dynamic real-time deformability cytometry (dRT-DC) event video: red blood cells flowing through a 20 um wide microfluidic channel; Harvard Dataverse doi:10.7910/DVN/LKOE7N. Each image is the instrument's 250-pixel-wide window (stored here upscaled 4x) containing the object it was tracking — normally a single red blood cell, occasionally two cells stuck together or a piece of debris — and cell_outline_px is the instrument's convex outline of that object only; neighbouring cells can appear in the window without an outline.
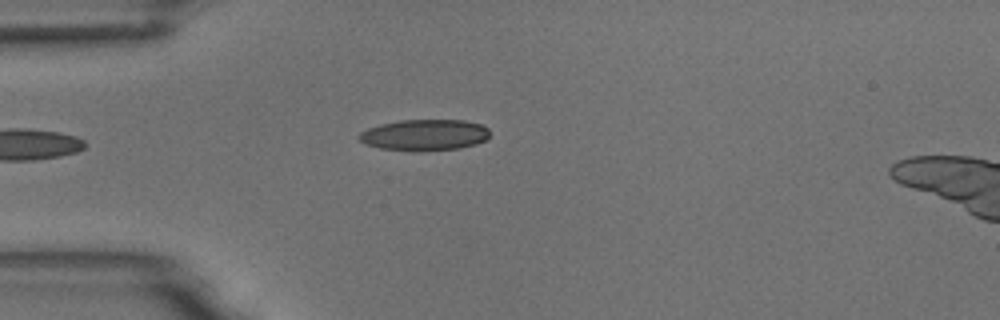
{"species": "common noctule bat (a hibernating species)", "species_latin": "Nyctalus noctula", "temperature_condition": "room temperature", "stored_images_in_passage": 5, "camera_frame_rate_fps": 3000, "um_per_image_px": 0.085, "animal": {"sex": "male", "body_mass_g": 18.8}, "frame": {"image": 1, "passage_image": 4, "time_ms": 4.333, "image_size_px": [1000, 320], "cell_outline_px": [[488, 140], [476, 144], [460, 148], [420, 152], [412, 152], [380, 148], [364, 144], [356, 136], [360, 132], [368, 128], [380, 124], [400, 120], [464, 120], [480, 124], [488, 128]], "centroid_in_image_um": [36.06, 11.49], "position_along_channel_um": 48.9, "area_um2": 24.16}}